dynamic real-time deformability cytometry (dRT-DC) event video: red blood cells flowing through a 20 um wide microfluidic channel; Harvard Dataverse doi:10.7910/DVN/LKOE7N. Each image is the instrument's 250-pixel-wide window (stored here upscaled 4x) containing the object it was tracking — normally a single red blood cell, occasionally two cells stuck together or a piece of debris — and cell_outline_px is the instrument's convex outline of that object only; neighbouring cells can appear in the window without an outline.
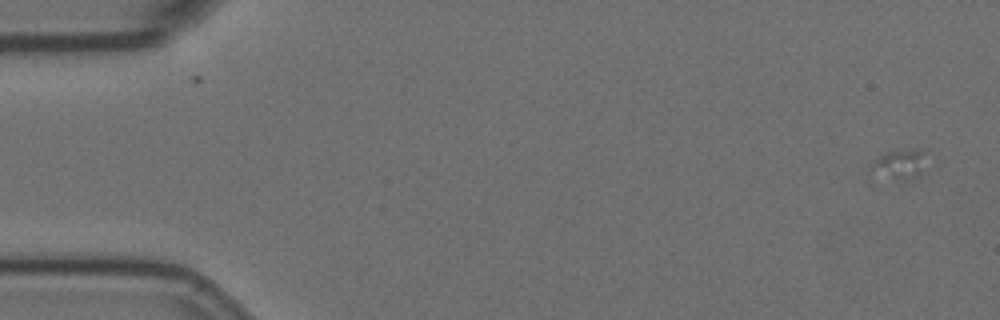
{"species": "Egyptian fruit bat (a non-hibernating species)", "species_latin": "Rousettus aegyptiacus", "temperature_condition": "room temperature", "stored_images_in_passage": 4, "camera_frame_rate_fps": 3000, "um_per_image_px": 0.085, "animal": {"sex": "female"}, "frame": {"image": 1, "passage_image": 1, "time_ms": 0.0, "image_size_px": [1000, 320], "cell_outline_px": [[920, 172], [912, 180], [868, 180], [868, 164], [872, 160], [888, 152], [912, 148], [920, 152]], "centroid_in_image_um": [76.12, 14.09], "position_along_channel_um": 8.9, "area_um2": 10.0}}